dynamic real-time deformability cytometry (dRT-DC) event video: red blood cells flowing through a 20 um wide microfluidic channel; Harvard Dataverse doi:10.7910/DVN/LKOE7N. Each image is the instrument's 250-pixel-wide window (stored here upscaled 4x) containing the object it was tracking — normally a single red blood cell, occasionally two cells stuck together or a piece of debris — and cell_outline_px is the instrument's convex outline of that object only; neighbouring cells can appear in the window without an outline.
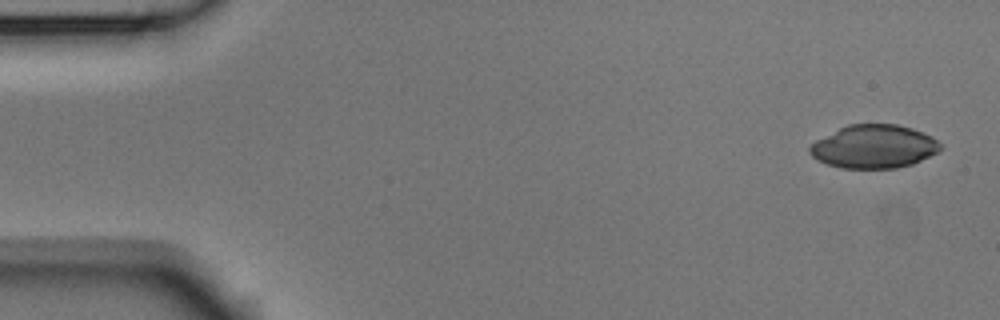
{"species": "Egyptian fruit bat (a non-hibernating species)", "species_latin": "Rousettus aegyptiacus", "temperature_condition": "room temperature", "stored_images_in_passage": 6, "camera_frame_rate_fps": 3000, "um_per_image_px": 0.085, "animal": {"sex": "male"}, "frame": {"image": 1, "passage_image": 1, "time_ms": 0.0, "image_size_px": [1000, 320], "cell_outline_px": [[944, 148], [912, 164], [896, 168], [840, 168], [828, 164], [812, 156], [808, 152], [808, 148], [816, 140], [848, 124], [896, 124], [912, 128], [932, 136]], "centroid_in_image_um": [74.28, 12.45], "position_along_channel_um": 10.7, "area_um2": 32.77}}